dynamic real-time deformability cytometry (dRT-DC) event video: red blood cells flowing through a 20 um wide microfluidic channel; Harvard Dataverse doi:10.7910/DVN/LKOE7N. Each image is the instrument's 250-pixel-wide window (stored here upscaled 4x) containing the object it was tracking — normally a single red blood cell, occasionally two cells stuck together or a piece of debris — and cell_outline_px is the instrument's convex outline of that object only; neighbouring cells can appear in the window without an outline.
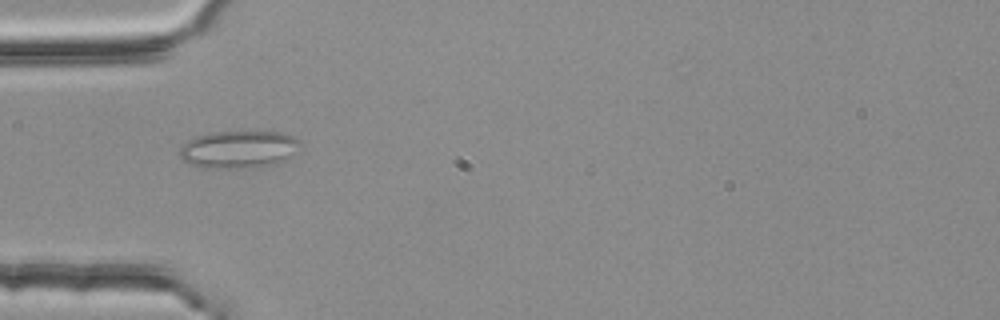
{"species": "common noctule bat (a hibernating species)", "species_latin": "Nyctalus noctula", "temperature_condition": "room temperature", "stored_images_in_passage": 3, "camera_frame_rate_fps": 3000, "um_per_image_px": 0.085, "animal": {"sex": "female", "body_mass_g": 25.1}, "frame": {"image": 1, "passage_image": 3, "time_ms": 0.667, "image_size_px": [1000, 320], "cell_outline_px": [[304, 144], [284, 160], [272, 164], [240, 168], [208, 168], [192, 164], [184, 160], [180, 156], [180, 148], [188, 140], [196, 136], [212, 132], [280, 132], [292, 136], [300, 140]], "centroid_in_image_um": [20.3, 12.68], "position_along_channel_um": 64.7, "area_um2": 26.01}}